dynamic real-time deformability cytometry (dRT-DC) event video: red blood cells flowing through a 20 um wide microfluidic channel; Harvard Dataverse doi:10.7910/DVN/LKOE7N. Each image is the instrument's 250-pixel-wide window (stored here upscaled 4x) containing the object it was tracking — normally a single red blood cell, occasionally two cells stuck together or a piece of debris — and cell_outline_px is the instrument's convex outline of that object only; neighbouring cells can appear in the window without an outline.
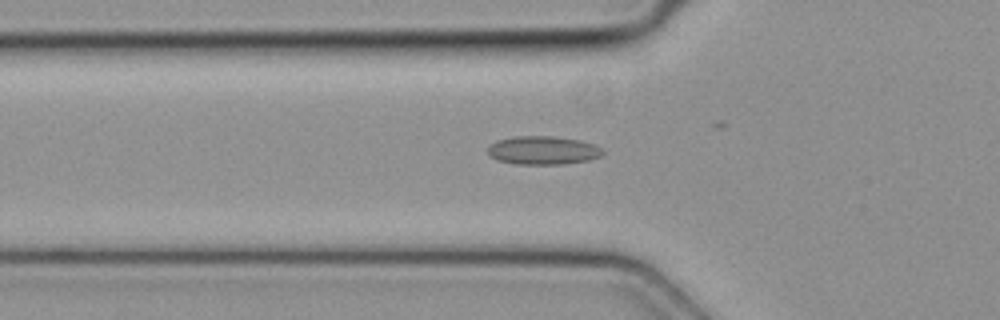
{"species": "common noctule bat (a hibernating species)", "species_latin": "Nyctalus noctula", "temperature_condition": "cold", "stored_images_in_passage": 39, "camera_frame_rate_fps": 3000, "um_per_image_px": 0.085, "animal": {"sex": "female", "body_mass_g": 19.3, "forearm_length_mm": 54.1}, "frame": {"image": 1, "passage_image": 16, "time_ms": 5.0, "image_size_px": [1000, 320], "cell_outline_px": [[604, 152], [600, 156], [588, 160], [564, 164], [516, 164], [496, 160], [488, 156], [488, 148], [496, 140], [512, 136], [552, 136], [580, 140], [592, 144], [600, 148]], "centroid_in_image_um": [46.1, 12.78], "position_along_channel_um": 79.7, "area_um2": 19.07}}
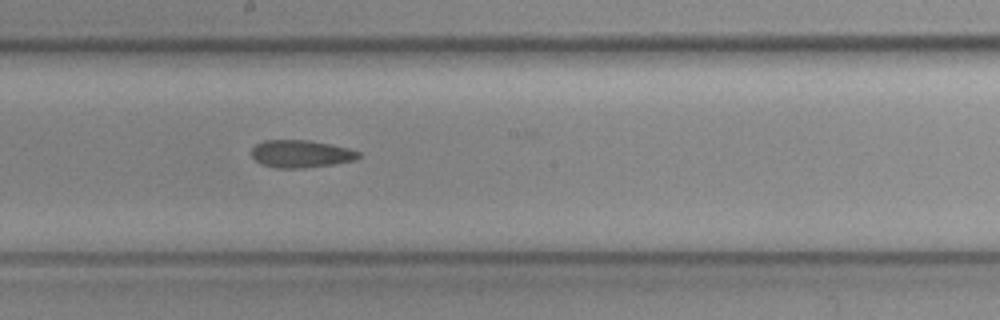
{"frame": {"image": 2, "passage_image": 26, "time_ms": 8.333, "image_size_px": [1000, 320], "cell_outline_px": [[360, 156], [356, 160], [332, 164], [304, 168], [276, 168], [260, 164], [252, 156], [252, 148], [256, 144], [264, 140], [308, 140], [348, 148], [360, 152]], "centroid_in_image_um": [25.56, 13.08], "position_along_channel_um": 222.6, "area_um2": 17.11}}
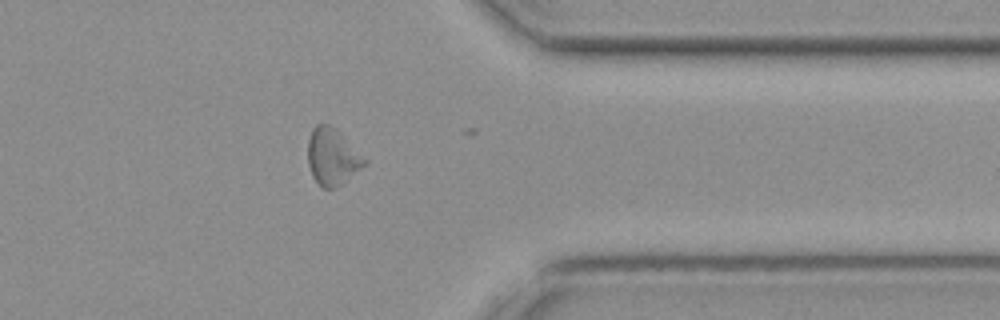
{"frame": {"image": 3, "passage_image": 38, "time_ms": 12.333, "image_size_px": [1000, 320], "cell_outline_px": [[368, 160], [344, 184], [336, 188], [324, 188], [312, 176], [308, 164], [308, 140], [312, 128], [316, 124], [328, 124], [336, 128]], "centroid_in_image_um": [28.25, 13.32], "position_along_channel_um": 383.2, "area_um2": 18.73}}